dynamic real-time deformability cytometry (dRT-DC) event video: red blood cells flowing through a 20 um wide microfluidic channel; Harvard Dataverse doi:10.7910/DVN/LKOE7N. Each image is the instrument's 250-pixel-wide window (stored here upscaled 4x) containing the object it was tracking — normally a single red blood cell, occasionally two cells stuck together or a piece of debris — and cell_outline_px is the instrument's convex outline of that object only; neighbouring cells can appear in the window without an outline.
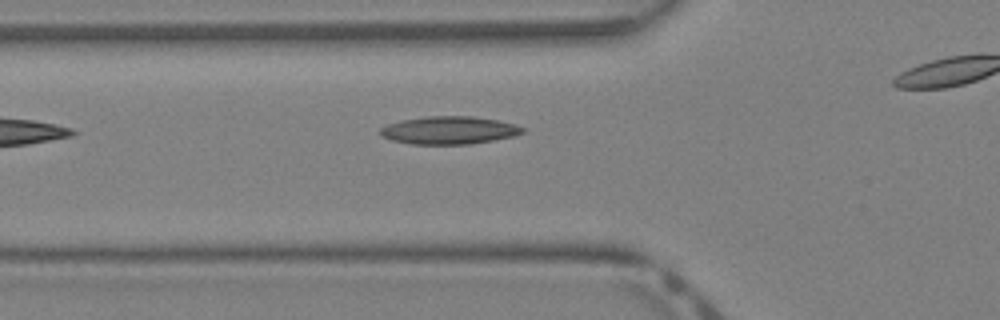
{"species": "Egyptian fruit bat (a non-hibernating species)", "species_latin": "Rousettus aegyptiacus", "temperature_condition": "warm", "stored_images_in_passage": 21, "camera_frame_rate_fps": 3000, "um_per_image_px": 0.085, "animal": {"sex": "female"}, "frame": {"image": 1, "passage_image": 2, "time_ms": 0.333, "image_size_px": [1000, 320], "cell_outline_px": [[524, 132], [512, 136], [492, 140], [468, 144], [412, 144], [392, 140], [380, 136], [380, 128], [388, 124], [400, 120], [428, 116], [472, 116], [496, 120], [516, 124], [524, 128]], "centroid_in_image_um": [38.14, 11.06], "position_along_channel_um": 87.7, "area_um2": 22.95}}
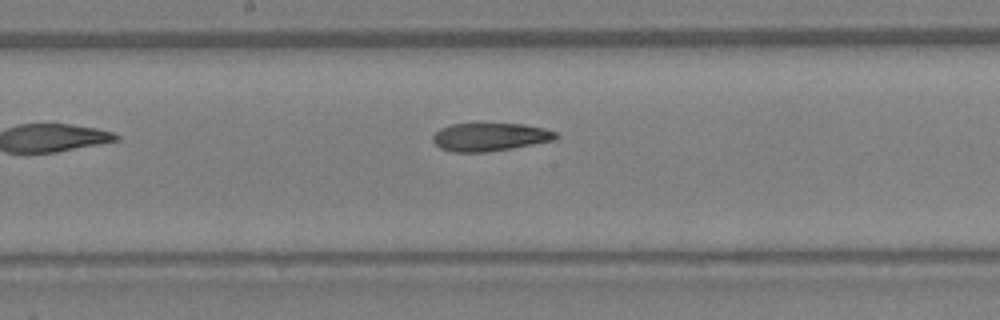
{"frame": {"image": 2, "passage_image": 9, "time_ms": 2.667, "image_size_px": [1000, 320], "cell_outline_px": [[560, 136], [552, 140], [512, 148], [488, 152], [452, 152], [440, 148], [432, 140], [432, 136], [440, 128], [452, 124], [524, 124], [544, 128], [556, 132]], "centroid_in_image_um": [41.62, 11.64], "position_along_channel_um": 206.6, "area_um2": 20.06}}
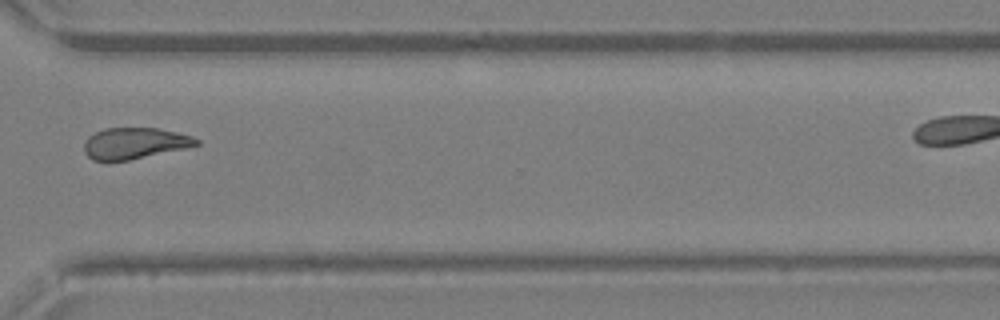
{"frame": {"image": 3, "passage_image": 18, "time_ms": 5.667, "image_size_px": [1000, 320], "cell_outline_px": [[200, 144], [184, 148], [128, 160], [92, 160], [84, 152], [84, 144], [88, 136], [104, 128], [160, 128], [192, 136], [200, 140]], "centroid_in_image_um": [11.44, 12.16], "position_along_channel_um": 359.2, "area_um2": 20.23}}